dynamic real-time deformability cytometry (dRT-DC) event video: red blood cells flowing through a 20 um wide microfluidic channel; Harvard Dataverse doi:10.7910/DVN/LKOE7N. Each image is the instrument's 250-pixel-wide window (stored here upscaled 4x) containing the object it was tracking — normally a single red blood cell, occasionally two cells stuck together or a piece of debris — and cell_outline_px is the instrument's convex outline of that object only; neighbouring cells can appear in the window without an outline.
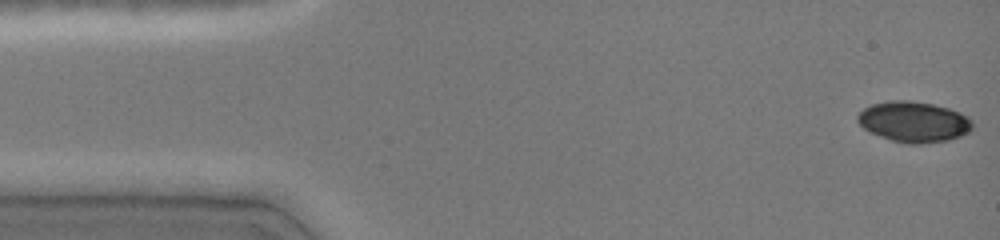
{"species": "common noctule bat (a hibernating species)", "species_latin": "Nyctalus noctula", "temperature_condition": "cold", "stored_images_in_passage": 42, "camera_frame_rate_fps": 3000, "um_per_image_px": 0.085, "animal": {"sex": "female", "body_mass_g": 19.0, "forearm_length_mm": 51.5}, "frame": {"image": 1, "passage_image": 1, "time_ms": 0.0, "image_size_px": [1000, 240], "cell_outline_px": [[972, 128], [968, 132], [960, 136], [948, 140], [920, 144], [908, 144], [892, 140], [880, 136], [864, 128], [856, 120], [856, 116], [864, 108], [872, 104], [888, 100], [912, 100], [932, 104], [948, 108], [960, 112], [968, 116], [972, 120]], "centroid_in_image_um": [77.67, 10.34], "position_along_channel_um": 7.3, "area_um2": 27.22}}